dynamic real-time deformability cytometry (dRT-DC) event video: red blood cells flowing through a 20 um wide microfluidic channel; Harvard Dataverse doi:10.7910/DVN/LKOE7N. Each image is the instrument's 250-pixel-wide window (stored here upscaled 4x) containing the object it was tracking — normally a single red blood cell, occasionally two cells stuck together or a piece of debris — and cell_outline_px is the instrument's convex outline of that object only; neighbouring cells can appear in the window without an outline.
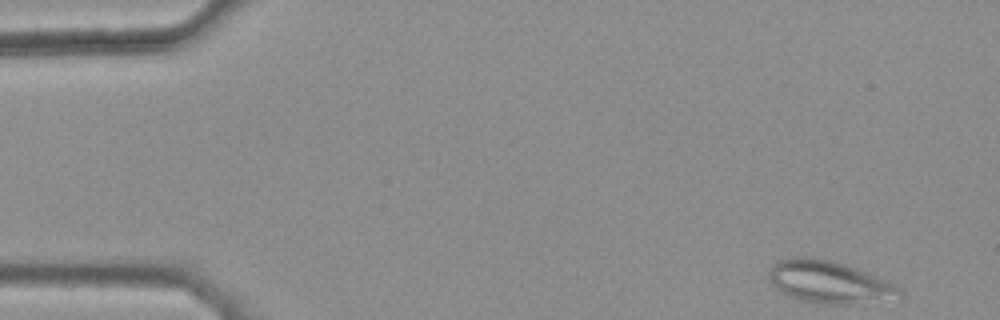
{"species": "common noctule bat (a hibernating species)", "species_latin": "Nyctalus noctula", "temperature_condition": "warm", "stored_images_in_passage": 41, "camera_frame_rate_fps": 3000, "um_per_image_px": 0.085, "animal": {"sex": "female", "body_mass_g": 25.1}, "frame": {"image": 1, "passage_image": 1, "time_ms": 0.0, "image_size_px": [1000, 320], "cell_outline_px": [[904, 296], [900, 300], [852, 304], [820, 304], [800, 300], [788, 296], [776, 288], [768, 280], [768, 272], [776, 260], [792, 256], [808, 256], [832, 260], [844, 264], [884, 280], [900, 288], [904, 292]], "centroid_in_image_um": [70.48, 23.99], "position_along_channel_um": 14.5, "area_um2": 32.77}}
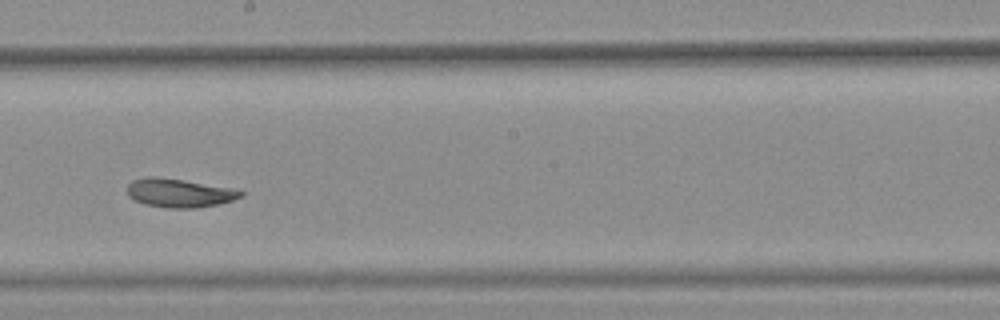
{"frame": {"image": 2, "passage_image": 27, "time_ms": 8.667, "image_size_px": [1000, 320], "cell_outline_px": [[244, 196], [232, 200], [216, 204], [196, 208], [168, 208], [144, 204], [128, 196], [128, 184], [132, 180], [148, 176], [156, 176], [184, 180], [236, 188], [244, 192]], "centroid_in_image_um": [15.26, 16.39], "position_along_channel_um": 232.9, "area_um2": 19.07}}
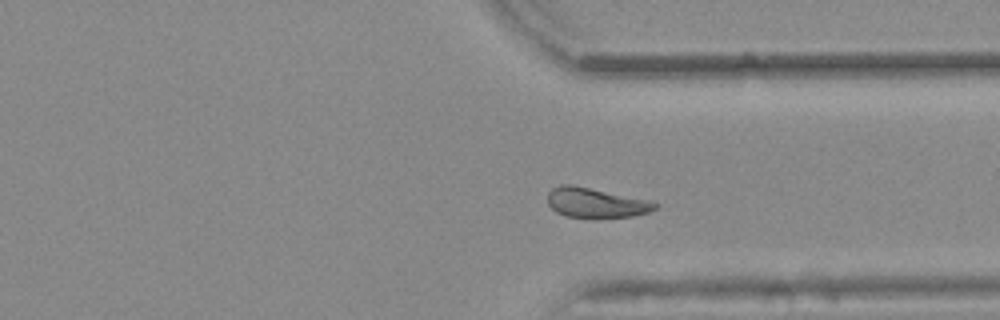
{"frame": {"image": 3, "passage_image": 37, "time_ms": 12.0, "image_size_px": [1000, 320], "cell_outline_px": [[660, 204], [656, 208], [648, 212], [632, 216], [596, 220], [564, 216], [556, 212], [548, 204], [548, 192], [552, 188], [560, 184], [572, 184], [648, 200]], "centroid_in_image_um": [50.62, 17.27], "position_along_channel_um": 360.8, "area_um2": 19.19}, "authors_computed_cell_mechanics": {"area_um2": 19.5364, "velocity_mm_per_s": 3.8103, "shape_relaxation_time_tau1_ms": null, "shape_relaxation_time_tau2_ms": 4.126, "deformation_change_tau1": null, "deformation_change_tau2": 0.083}}